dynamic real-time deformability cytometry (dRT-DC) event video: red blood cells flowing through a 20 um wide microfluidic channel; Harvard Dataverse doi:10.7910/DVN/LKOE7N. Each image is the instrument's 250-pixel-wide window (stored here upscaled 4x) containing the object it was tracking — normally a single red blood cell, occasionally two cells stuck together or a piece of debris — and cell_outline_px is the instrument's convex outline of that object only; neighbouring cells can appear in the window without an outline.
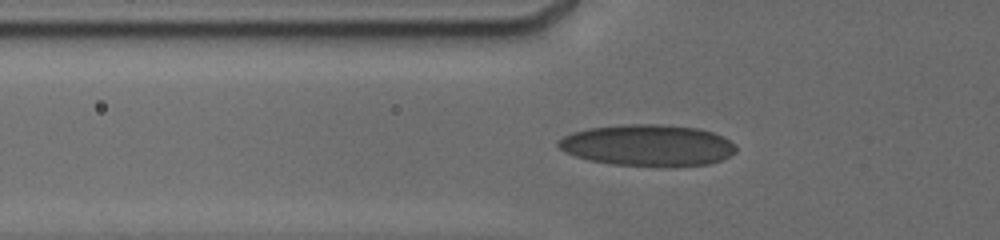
{"species": "human", "species_latin": "Homo sapiens", "temperature_condition": "cold", "stored_images_in_passage": 40, "camera_frame_rate_fps": 3000, "um_per_image_px": 0.085, "donor": {"sex": "male"}, "frame": {"image": 1, "passage_image": 7, "time_ms": 1.0, "image_size_px": [1000, 240], "cell_outline_px": [[736, 152], [720, 160], [708, 164], [668, 168], [656, 168], [608, 164], [588, 160], [576, 156], [560, 148], [556, 144], [564, 136], [572, 132], [588, 128], [624, 124], [664, 124], [696, 128], [712, 132], [724, 136], [736, 148]], "centroid_in_image_um": [55.06, 12.37], "position_along_channel_um": 70.7, "area_um2": 43.52}}
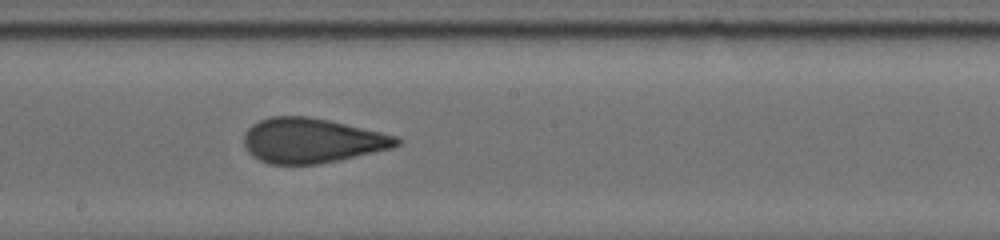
{"frame": {"image": 2, "passage_image": 30, "time_ms": 5.0, "image_size_px": [1000, 240], "cell_outline_px": [[404, 140], [400, 144], [392, 148], [340, 160], [316, 164], [268, 164], [252, 156], [244, 148], [244, 132], [252, 124], [268, 116], [308, 116], [328, 120], [380, 132], [396, 136]], "centroid_in_image_um": [26.48, 11.95], "position_along_channel_um": 221.7, "area_um2": 40.0}}
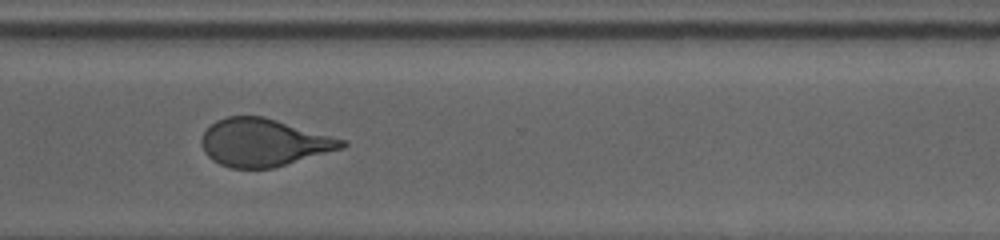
{"frame": {"image": 3, "passage_image": 39, "time_ms": 8.333, "image_size_px": [1000, 240], "cell_outline_px": [[348, 144], [344, 148], [272, 168], [232, 168], [220, 164], [212, 160], [204, 152], [200, 140], [204, 132], [216, 120], [228, 116], [264, 116], [348, 140]], "centroid_in_image_um": [22.44, 12.11], "position_along_channel_um": 348.2, "area_um2": 39.02}}